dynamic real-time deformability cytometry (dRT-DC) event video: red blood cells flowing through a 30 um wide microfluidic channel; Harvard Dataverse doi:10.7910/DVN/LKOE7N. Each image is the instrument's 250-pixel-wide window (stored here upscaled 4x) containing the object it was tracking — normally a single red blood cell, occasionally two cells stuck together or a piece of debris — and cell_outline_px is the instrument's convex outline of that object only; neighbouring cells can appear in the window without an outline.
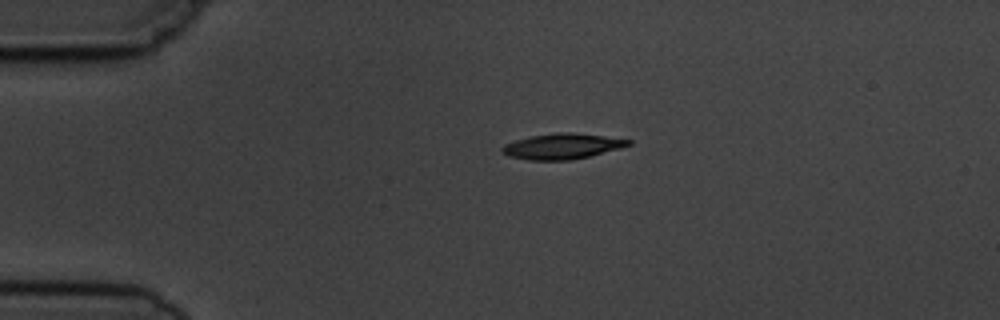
{"species": "common noctule bat (a hibernating species)", "species_latin": "Nyctalus noctula", "temperature_condition": "cold", "stored_images_in_passage": 2, "camera_frame_rate_fps": 3000, "um_per_image_px": 0.085, "animal": {"sex": "male", "body_mass_g": 19.5, "forearm_length_mm": 54.6}, "frame": {"image": 1, "passage_image": 1, "time_ms": 0.0, "image_size_px": [1000, 320], "cell_outline_px": [[632, 144], [620, 148], [572, 160], [528, 160], [508, 156], [500, 152], [500, 148], [504, 144], [528, 136], [556, 132], [572, 132], [604, 136], [632, 140]], "centroid_in_image_um": [47.73, 12.43], "position_along_channel_um": 37.3, "area_um2": 18.9}}